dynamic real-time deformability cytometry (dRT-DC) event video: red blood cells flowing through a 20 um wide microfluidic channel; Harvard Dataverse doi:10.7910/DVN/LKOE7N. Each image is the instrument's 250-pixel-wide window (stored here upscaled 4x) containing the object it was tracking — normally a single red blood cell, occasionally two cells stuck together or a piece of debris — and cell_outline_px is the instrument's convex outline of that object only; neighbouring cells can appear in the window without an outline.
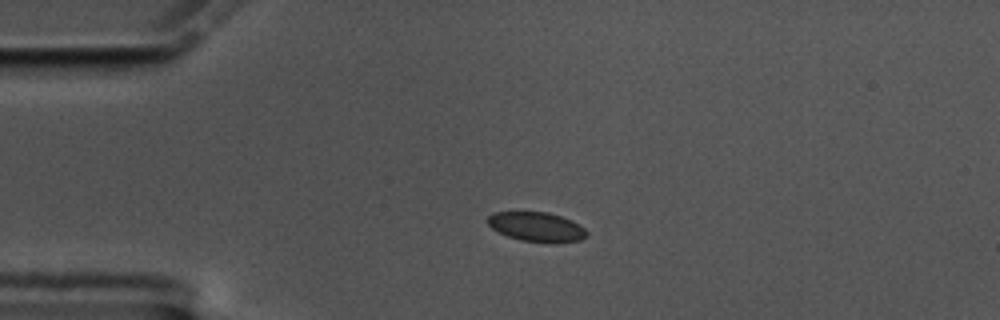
{"species": "common noctule bat (a hibernating species)", "species_latin": "Nyctalus noctula", "temperature_condition": "cold", "stored_images_in_passage": 5, "camera_frame_rate_fps": 3000, "um_per_image_px": 0.085, "animal": {"sex": "male", "body_mass_g": 17.5, "forearm_length_mm": 52.3}, "frame": {"image": 1, "passage_image": 1, "time_ms": 0.0, "image_size_px": [1000, 320], "cell_outline_px": [[588, 236], [580, 240], [520, 240], [508, 236], [492, 228], [488, 224], [488, 216], [492, 212], [548, 212], [572, 220], [584, 228], [588, 232]], "centroid_in_image_um": [45.59, 19.23], "position_along_channel_um": 39.4, "area_um2": 16.3}}